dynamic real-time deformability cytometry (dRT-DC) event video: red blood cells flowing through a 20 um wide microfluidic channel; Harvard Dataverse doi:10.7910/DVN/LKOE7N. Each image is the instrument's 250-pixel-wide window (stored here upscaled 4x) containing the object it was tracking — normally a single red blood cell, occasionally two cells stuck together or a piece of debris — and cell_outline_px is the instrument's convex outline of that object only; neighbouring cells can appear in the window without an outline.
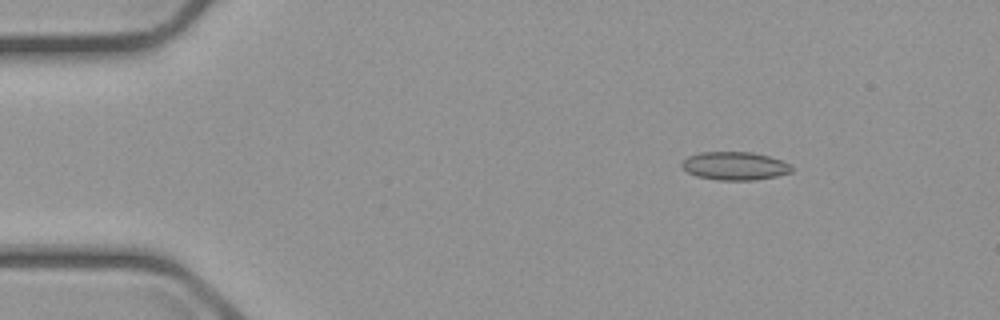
{"species": "common noctule bat (a hibernating species)", "species_latin": "Nyctalus noctula", "temperature_condition": "cold", "stored_images_in_passage": 6, "camera_frame_rate_fps": 3000, "um_per_image_px": 0.085, "animal": {"sex": "male", "body_mass_g": 23.1, "forearm_length_mm": 52.7}, "frame": {"image": 1, "passage_image": 3, "time_ms": 2.333, "image_size_px": [1000, 320], "cell_outline_px": [[792, 172], [776, 176], [756, 180], [720, 180], [696, 176], [680, 168], [680, 164], [688, 156], [700, 152], [752, 152], [768, 156], [792, 164]], "centroid_in_image_um": [62.44, 14.1], "position_along_channel_um": 22.6, "area_um2": 18.15}}
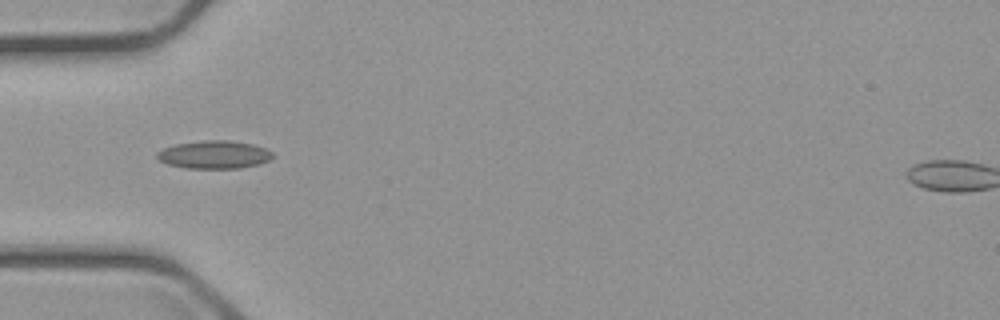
{"frame": {"image": 2, "passage_image": 6, "time_ms": 5.667, "image_size_px": [1000, 320], "cell_outline_px": [[276, 156], [260, 164], [240, 168], [188, 168], [168, 164], [160, 160], [156, 156], [156, 152], [164, 148], [176, 144], [204, 140], [228, 140], [252, 144], [264, 148], [272, 152]], "centroid_in_image_um": [18.23, 13.14], "position_along_channel_um": 66.8, "area_um2": 18.79}}